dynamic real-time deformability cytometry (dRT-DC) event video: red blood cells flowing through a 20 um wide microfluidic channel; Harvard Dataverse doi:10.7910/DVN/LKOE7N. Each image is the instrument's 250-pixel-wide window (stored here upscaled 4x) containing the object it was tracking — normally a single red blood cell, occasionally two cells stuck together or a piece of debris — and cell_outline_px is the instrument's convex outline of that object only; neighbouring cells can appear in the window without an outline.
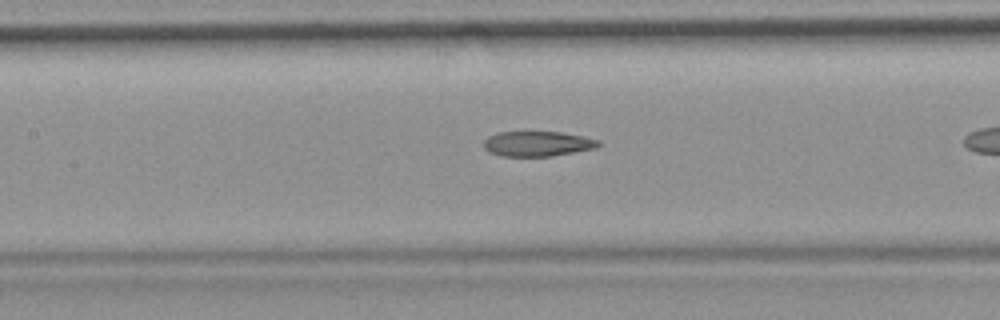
{"species": "common noctule bat (a hibernating species)", "species_latin": "Nyctalus noctula", "temperature_condition": "room temperature", "stored_images_in_passage": 21, "camera_frame_rate_fps": 3000, "um_per_image_px": 0.085, "animal": {"sex": "female", "body_mass_g": 19.9}, "frame": {"image": 1, "passage_image": 12, "time_ms": 3.667, "image_size_px": [1000, 320], "cell_outline_px": [[600, 144], [596, 148], [552, 156], [500, 156], [488, 152], [484, 148], [484, 140], [488, 136], [496, 132], [564, 132], [584, 136], [600, 140]], "centroid_in_image_um": [45.68, 12.21], "position_along_channel_um": 161.7, "area_um2": 16.94}}